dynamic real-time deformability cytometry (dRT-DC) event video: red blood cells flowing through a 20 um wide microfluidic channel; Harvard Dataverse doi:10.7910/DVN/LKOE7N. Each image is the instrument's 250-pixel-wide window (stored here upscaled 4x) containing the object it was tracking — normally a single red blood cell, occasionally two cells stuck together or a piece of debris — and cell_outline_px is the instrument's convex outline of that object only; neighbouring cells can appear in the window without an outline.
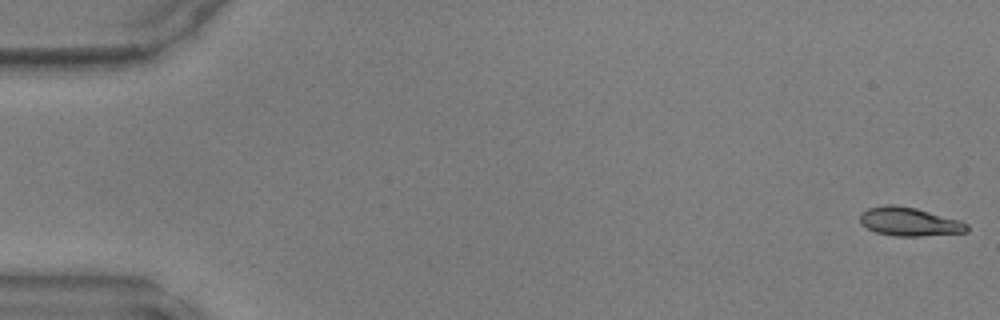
{"species": "common noctule bat (a hibernating species)", "species_latin": "Nyctalus noctula", "temperature_condition": "warm", "stored_images_in_passage": 22, "camera_frame_rate_fps": 3000, "um_per_image_px": 0.085, "animal": {"sex": "male", "body_mass_g": 17.9, "forearm_length_mm": 54.2}, "frame": {"image": 1, "passage_image": 1, "time_ms": 0.0, "image_size_px": [1000, 320], "cell_outline_px": [[968, 232], [920, 236], [896, 236], [876, 232], [860, 224], [860, 212], [868, 208], [884, 204], [892, 204], [916, 208], [960, 220], [968, 224]], "centroid_in_image_um": [77.28, 18.83], "position_along_channel_um": 7.7, "area_um2": 17.92}}
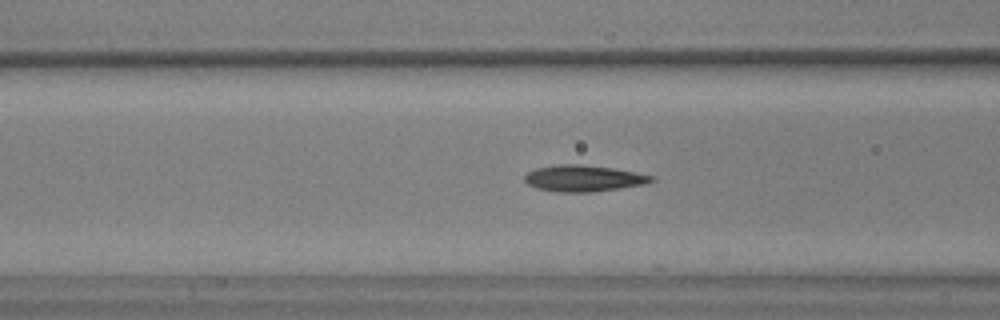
{"frame": {"image": 2, "passage_image": 19, "time_ms": 6.0, "image_size_px": [1000, 320], "cell_outline_px": [[656, 180], [648, 184], [592, 192], [560, 192], [536, 188], [528, 184], [524, 180], [524, 176], [528, 172], [536, 168], [556, 164], [580, 164], [612, 168], [652, 176]], "centroid_in_image_um": [49.59, 15.16], "position_along_channel_um": 117.0, "area_um2": 19.42}}